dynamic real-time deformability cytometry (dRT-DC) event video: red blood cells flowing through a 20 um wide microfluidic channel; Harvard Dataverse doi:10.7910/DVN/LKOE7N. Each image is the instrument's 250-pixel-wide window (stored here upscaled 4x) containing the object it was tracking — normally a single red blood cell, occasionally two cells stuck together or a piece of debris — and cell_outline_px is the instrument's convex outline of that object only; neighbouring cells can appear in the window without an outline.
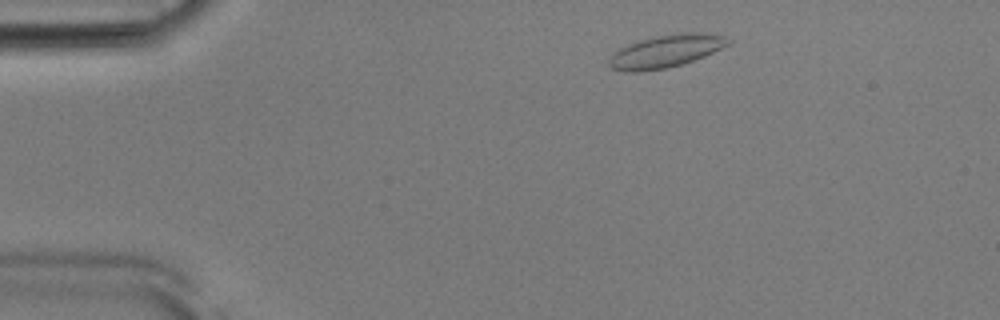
{"species": "Egyptian fruit bat (a non-hibernating species)", "species_latin": "Rousettus aegyptiacus", "temperature_condition": "room temperature", "stored_images_in_passage": 48, "camera_frame_rate_fps": 3000, "um_per_image_px": 0.085, "animal": {"sex": "male"}, "frame": {"image": 1, "passage_image": 4, "time_ms": 1.0, "image_size_px": [1000, 320], "cell_outline_px": [[732, 40], [728, 44], [704, 56], [668, 68], [640, 72], [628, 72], [612, 68], [608, 64], [608, 60], [620, 48], [636, 40], [652, 36], [676, 32], [704, 32], [720, 36]], "centroid_in_image_um": [56.55, 4.33], "position_along_channel_um": 28.4, "area_um2": 22.66}}
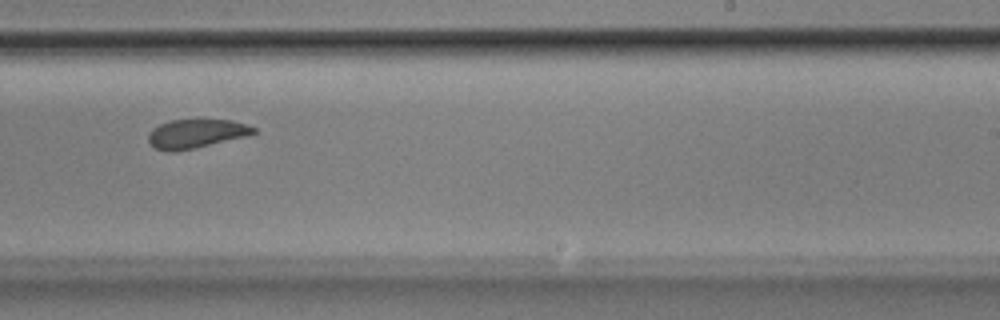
{"frame": {"image": 2, "passage_image": 28, "time_ms": 9.0, "image_size_px": [1000, 320], "cell_outline_px": [[256, 132], [248, 136], [196, 148], [176, 152], [168, 152], [156, 148], [148, 144], [148, 132], [152, 128], [160, 124], [172, 120], [200, 116], [232, 120], [248, 124], [256, 128]], "centroid_in_image_um": [16.68, 11.31], "position_along_channel_um": 272.3, "area_um2": 18.84}}
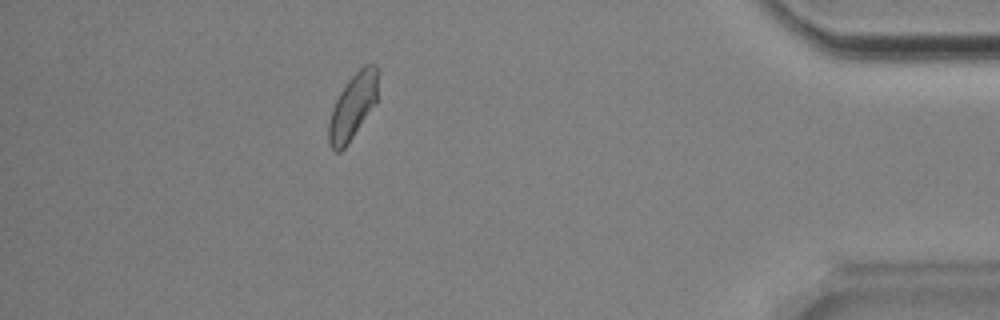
{"frame": {"image": 3, "passage_image": 42, "time_ms": 13.667, "image_size_px": [1000, 320], "cell_outline_px": [[376, 104], [348, 144], [340, 152], [336, 152], [328, 144], [328, 124], [332, 108], [340, 92], [348, 80], [364, 64], [376, 64]], "centroid_in_image_um": [29.95, 9.1], "position_along_channel_um": 405.2, "area_um2": 18.61}, "authors_computed_cell_mechanics": {"area_um2": 18.7272, "velocity_mm_per_s": 3.825, "shape_relaxation_time_tau1_ms": 4.6599, "shape_relaxation_time_tau2_ms": 0.7102, "deformation_change_tau1": 0.1191, "deformation_change_tau2": 0.0606}}